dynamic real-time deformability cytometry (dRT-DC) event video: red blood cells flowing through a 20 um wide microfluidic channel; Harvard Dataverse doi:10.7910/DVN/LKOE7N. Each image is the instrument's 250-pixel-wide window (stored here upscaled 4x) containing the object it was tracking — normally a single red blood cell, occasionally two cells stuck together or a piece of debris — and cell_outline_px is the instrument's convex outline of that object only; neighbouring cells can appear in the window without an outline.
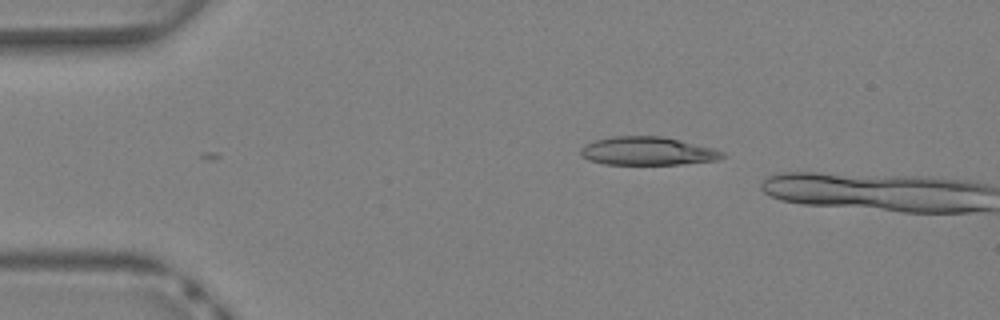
{"species": "Egyptian fruit bat (a non-hibernating species)", "species_latin": "Rousettus aegyptiacus", "temperature_condition": "warm", "stored_images_in_passage": 2, "camera_frame_rate_fps": 3000, "um_per_image_px": 0.085, "animal": {"sex": "female"}, "frame": {"image": 1, "passage_image": 2, "time_ms": 0.333, "image_size_px": [1000, 320], "cell_outline_px": [[724, 156], [716, 160], [680, 164], [604, 164], [588, 160], [580, 152], [580, 148], [596, 140], [612, 136], [664, 136], [712, 148], [724, 152]], "centroid_in_image_um": [55.03, 12.84], "position_along_channel_um": 30.0, "area_um2": 23.12}}